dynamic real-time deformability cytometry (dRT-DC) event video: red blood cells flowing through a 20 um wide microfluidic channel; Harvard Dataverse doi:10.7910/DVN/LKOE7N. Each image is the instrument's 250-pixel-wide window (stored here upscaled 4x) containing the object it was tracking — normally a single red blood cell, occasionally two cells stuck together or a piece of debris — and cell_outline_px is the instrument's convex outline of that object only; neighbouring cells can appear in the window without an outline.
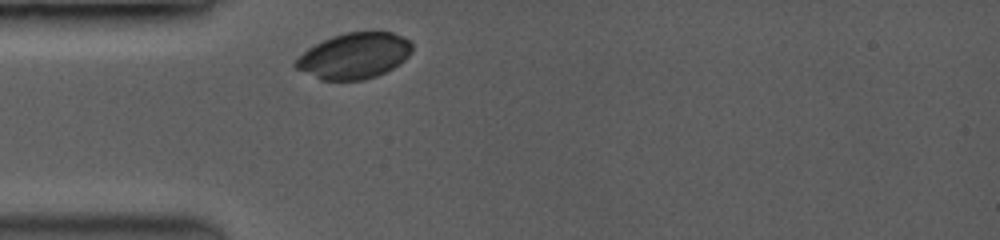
{"species": "common noctule bat (a hibernating species)", "species_latin": "Nyctalus noctula", "temperature_condition": "room temperature", "stored_images_in_passage": 4, "camera_frame_rate_fps": 3500, "um_per_image_px": 0.085, "animal": {"sex": "female", "body_mass_g": 19.0, "forearm_length_mm": 53.3}, "frame": {"image": 1, "passage_image": 1, "time_ms": 0.0, "image_size_px": [1000, 240], "cell_outline_px": [[412, 52], [404, 60], [392, 68], [376, 76], [360, 80], [320, 80], [296, 68], [292, 64], [308, 48], [332, 36], [344, 32], [392, 32], [408, 40], [412, 44]], "centroid_in_image_um": [30.1, 4.74], "position_along_channel_um": 54.9, "area_um2": 30.81}}